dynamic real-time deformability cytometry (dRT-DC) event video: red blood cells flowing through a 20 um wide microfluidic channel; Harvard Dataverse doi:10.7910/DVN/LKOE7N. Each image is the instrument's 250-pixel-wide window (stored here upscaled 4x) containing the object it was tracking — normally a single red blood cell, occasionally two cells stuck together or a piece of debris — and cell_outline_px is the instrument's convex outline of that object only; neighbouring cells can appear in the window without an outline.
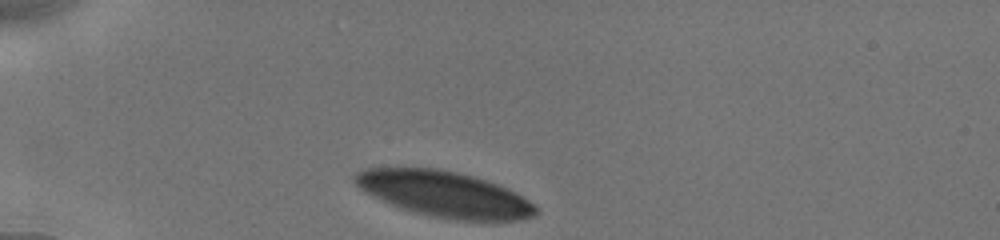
{"species": "human", "species_latin": "Homo sapiens", "temperature_condition": "cold", "stored_images_in_passage": 32, "camera_frame_rate_fps": 3000, "um_per_image_px": 0.085, "donor": {"sex": "male"}, "frame": {"image": 1, "passage_image": 1, "time_ms": 0.0, "image_size_px": [1000, 240], "cell_outline_px": [[540, 212], [536, 216], [520, 220], [452, 220], [412, 212], [372, 196], [364, 192], [352, 180], [352, 176], [356, 172], [364, 168], [436, 168], [456, 172], [472, 176], [496, 184], [516, 192], [540, 208]], "centroid_in_image_um": [37.78, 16.5], "position_along_channel_um": 47.2, "area_um2": 48.21}}
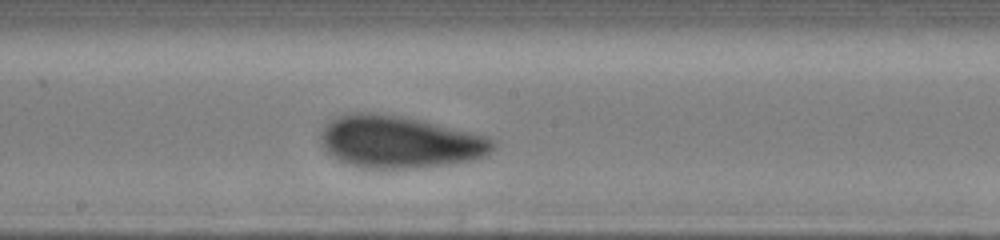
{"frame": {"image": 2, "passage_image": 17, "time_ms": 5.333, "image_size_px": [1000, 240], "cell_outline_px": [[496, 148], [488, 156], [472, 160], [452, 164], [416, 168], [364, 168], [348, 164], [332, 156], [328, 152], [320, 136], [324, 128], [332, 120], [340, 116], [352, 112], [372, 112], [400, 116], [420, 120], [484, 136], [492, 140], [496, 144]], "centroid_in_image_um": [34.0, 12.08], "position_along_channel_um": 214.2, "area_um2": 51.96}}
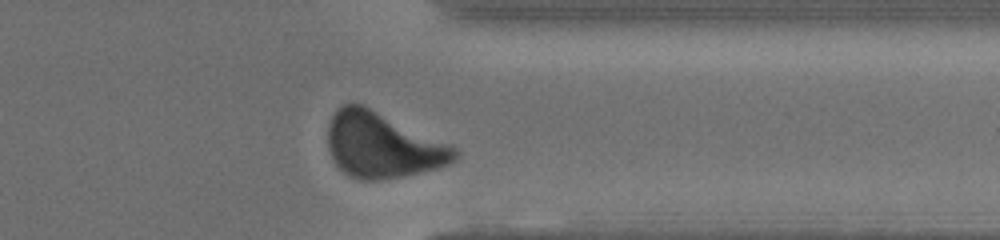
{"frame": {"image": 3, "passage_image": 30, "time_ms": 9.667, "image_size_px": [1000, 240], "cell_outline_px": [[460, 156], [456, 160], [448, 164], [436, 168], [404, 176], [380, 180], [360, 180], [348, 176], [336, 164], [328, 148], [328, 124], [336, 108], [340, 104], [364, 104], [452, 144], [460, 152]], "centroid_in_image_um": [32.54, 12.33], "position_along_channel_um": 378.9, "area_um2": 48.96}}